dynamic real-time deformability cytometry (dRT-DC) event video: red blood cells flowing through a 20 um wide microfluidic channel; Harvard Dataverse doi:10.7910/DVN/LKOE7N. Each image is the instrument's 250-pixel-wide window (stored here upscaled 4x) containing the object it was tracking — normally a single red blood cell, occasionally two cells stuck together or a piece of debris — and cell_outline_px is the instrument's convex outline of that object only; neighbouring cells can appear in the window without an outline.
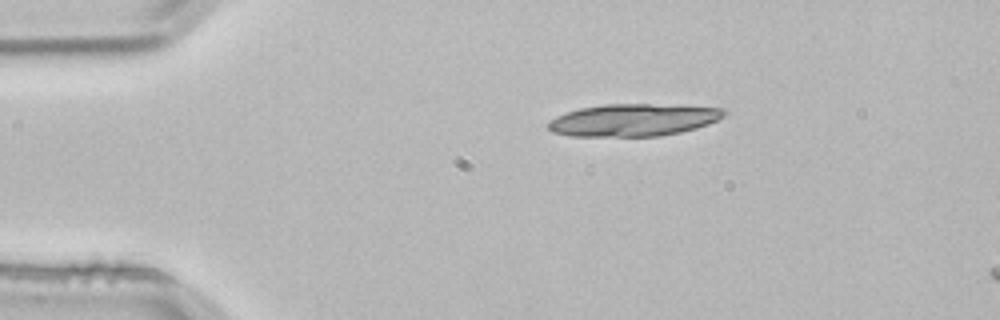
{"species": "common noctule bat (a hibernating species)", "species_latin": "Nyctalus noctula", "temperature_condition": "room temperature", "stored_images_in_passage": 3, "segment_of_instrument_passage": [1, 2], "camera_frame_rate_fps": 3000, "um_per_image_px": 0.085, "animal": {"sex": "male", "body_mass_g": 21.5, "forearm_length_mm": 52.0}, "frame": {"image": 1, "passage_image": 1, "time_ms": 0.0, "image_size_px": [1000, 320], "cell_outline_px": [[728, 112], [724, 116], [708, 124], [696, 128], [680, 132], [660, 136], [572, 136], [552, 132], [548, 128], [548, 120], [556, 116], [580, 108], [604, 104], [684, 104], [728, 108]], "centroid_in_image_um": [53.91, 10.18], "position_along_channel_um": 31.1, "area_um2": 33.64}}